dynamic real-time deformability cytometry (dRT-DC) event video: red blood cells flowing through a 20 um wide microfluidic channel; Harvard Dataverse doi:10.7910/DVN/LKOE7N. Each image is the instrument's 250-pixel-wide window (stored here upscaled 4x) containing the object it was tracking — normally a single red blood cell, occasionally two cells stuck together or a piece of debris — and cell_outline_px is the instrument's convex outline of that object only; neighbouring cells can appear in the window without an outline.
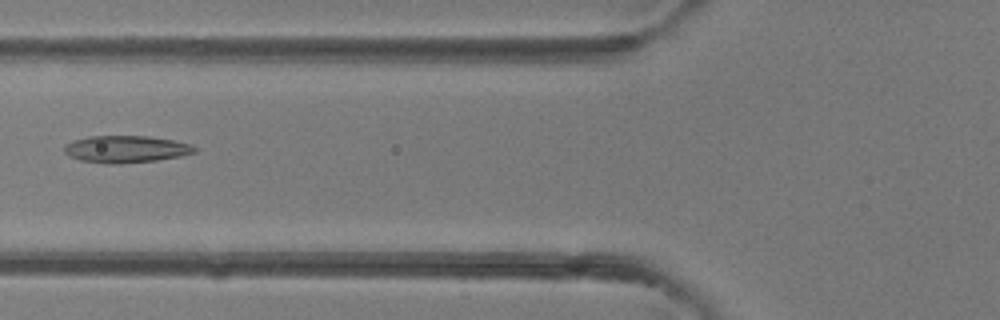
{"species": "common noctule bat (a hibernating species)", "species_latin": "Nyctalus noctula", "temperature_condition": "room temperature", "stored_images_in_passage": 4, "camera_frame_rate_fps": 3000, "um_per_image_px": 0.085, "animal": {"sex": "female"}, "frame": {"image": 1, "passage_image": 4, "time_ms": 3.333, "image_size_px": [1000, 320], "cell_outline_px": [[196, 152], [180, 156], [156, 160], [116, 164], [108, 164], [80, 160], [64, 152], [64, 144], [72, 140], [88, 136], [148, 136], [172, 140], [192, 144], [196, 148]], "centroid_in_image_um": [10.69, 12.67], "position_along_channel_um": 115.1, "area_um2": 20.52}}